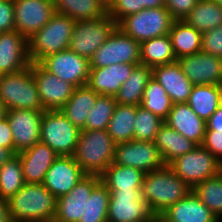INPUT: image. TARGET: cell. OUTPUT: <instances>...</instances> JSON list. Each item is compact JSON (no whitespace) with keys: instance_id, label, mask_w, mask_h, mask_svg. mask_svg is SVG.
Wrapping results in <instances>:
<instances>
[{"instance_id":"cell-1","label":"cell","mask_w":222,"mask_h":222,"mask_svg":"<svg viewBox=\"0 0 222 222\" xmlns=\"http://www.w3.org/2000/svg\"><path fill=\"white\" fill-rule=\"evenodd\" d=\"M7 203L12 222H44L54 219L57 198L41 183H25Z\"/></svg>"},{"instance_id":"cell-2","label":"cell","mask_w":222,"mask_h":222,"mask_svg":"<svg viewBox=\"0 0 222 222\" xmlns=\"http://www.w3.org/2000/svg\"><path fill=\"white\" fill-rule=\"evenodd\" d=\"M190 191L192 189L168 165L145 173L141 186L142 198L153 214L163 213Z\"/></svg>"},{"instance_id":"cell-3","label":"cell","mask_w":222,"mask_h":222,"mask_svg":"<svg viewBox=\"0 0 222 222\" xmlns=\"http://www.w3.org/2000/svg\"><path fill=\"white\" fill-rule=\"evenodd\" d=\"M115 146L107 130H80L72 156L86 174L100 176L114 161Z\"/></svg>"},{"instance_id":"cell-4","label":"cell","mask_w":222,"mask_h":222,"mask_svg":"<svg viewBox=\"0 0 222 222\" xmlns=\"http://www.w3.org/2000/svg\"><path fill=\"white\" fill-rule=\"evenodd\" d=\"M76 22L66 15L54 13L49 22L28 39V56L31 63L68 49Z\"/></svg>"},{"instance_id":"cell-5","label":"cell","mask_w":222,"mask_h":222,"mask_svg":"<svg viewBox=\"0 0 222 222\" xmlns=\"http://www.w3.org/2000/svg\"><path fill=\"white\" fill-rule=\"evenodd\" d=\"M0 101L9 109L44 110L29 67L0 76Z\"/></svg>"},{"instance_id":"cell-6","label":"cell","mask_w":222,"mask_h":222,"mask_svg":"<svg viewBox=\"0 0 222 222\" xmlns=\"http://www.w3.org/2000/svg\"><path fill=\"white\" fill-rule=\"evenodd\" d=\"M175 19L164 7L147 8L123 18L118 28L139 43L169 34Z\"/></svg>"},{"instance_id":"cell-7","label":"cell","mask_w":222,"mask_h":222,"mask_svg":"<svg viewBox=\"0 0 222 222\" xmlns=\"http://www.w3.org/2000/svg\"><path fill=\"white\" fill-rule=\"evenodd\" d=\"M80 129L60 110H44L41 120L40 142L48 145L58 156H72Z\"/></svg>"},{"instance_id":"cell-8","label":"cell","mask_w":222,"mask_h":222,"mask_svg":"<svg viewBox=\"0 0 222 222\" xmlns=\"http://www.w3.org/2000/svg\"><path fill=\"white\" fill-rule=\"evenodd\" d=\"M117 28L118 23L107 12L95 19L78 21L71 35L69 49L90 60Z\"/></svg>"},{"instance_id":"cell-9","label":"cell","mask_w":222,"mask_h":222,"mask_svg":"<svg viewBox=\"0 0 222 222\" xmlns=\"http://www.w3.org/2000/svg\"><path fill=\"white\" fill-rule=\"evenodd\" d=\"M168 166L191 189L221 172L220 162L202 145L177 157Z\"/></svg>"},{"instance_id":"cell-10","label":"cell","mask_w":222,"mask_h":222,"mask_svg":"<svg viewBox=\"0 0 222 222\" xmlns=\"http://www.w3.org/2000/svg\"><path fill=\"white\" fill-rule=\"evenodd\" d=\"M141 64V43L117 28L90 59V68H101L112 64Z\"/></svg>"},{"instance_id":"cell-11","label":"cell","mask_w":222,"mask_h":222,"mask_svg":"<svg viewBox=\"0 0 222 222\" xmlns=\"http://www.w3.org/2000/svg\"><path fill=\"white\" fill-rule=\"evenodd\" d=\"M39 64L48 72L75 87L88 83L90 60L79 56L69 48L43 58Z\"/></svg>"},{"instance_id":"cell-12","label":"cell","mask_w":222,"mask_h":222,"mask_svg":"<svg viewBox=\"0 0 222 222\" xmlns=\"http://www.w3.org/2000/svg\"><path fill=\"white\" fill-rule=\"evenodd\" d=\"M141 190L110 191L107 222H153Z\"/></svg>"},{"instance_id":"cell-13","label":"cell","mask_w":222,"mask_h":222,"mask_svg":"<svg viewBox=\"0 0 222 222\" xmlns=\"http://www.w3.org/2000/svg\"><path fill=\"white\" fill-rule=\"evenodd\" d=\"M113 162L142 170L144 173L160 169L165 165L155 142L134 139L116 144Z\"/></svg>"},{"instance_id":"cell-14","label":"cell","mask_w":222,"mask_h":222,"mask_svg":"<svg viewBox=\"0 0 222 222\" xmlns=\"http://www.w3.org/2000/svg\"><path fill=\"white\" fill-rule=\"evenodd\" d=\"M44 110L9 109L6 112L14 140V154L40 141L41 120Z\"/></svg>"},{"instance_id":"cell-15","label":"cell","mask_w":222,"mask_h":222,"mask_svg":"<svg viewBox=\"0 0 222 222\" xmlns=\"http://www.w3.org/2000/svg\"><path fill=\"white\" fill-rule=\"evenodd\" d=\"M54 13V0H14L15 30L28 40Z\"/></svg>"},{"instance_id":"cell-16","label":"cell","mask_w":222,"mask_h":222,"mask_svg":"<svg viewBox=\"0 0 222 222\" xmlns=\"http://www.w3.org/2000/svg\"><path fill=\"white\" fill-rule=\"evenodd\" d=\"M32 73L44 110H60L76 88L45 70L39 63H32Z\"/></svg>"},{"instance_id":"cell-17","label":"cell","mask_w":222,"mask_h":222,"mask_svg":"<svg viewBox=\"0 0 222 222\" xmlns=\"http://www.w3.org/2000/svg\"><path fill=\"white\" fill-rule=\"evenodd\" d=\"M101 181L98 175H86L67 194L57 198L56 222H78L84 216L86 201H88L93 188Z\"/></svg>"},{"instance_id":"cell-18","label":"cell","mask_w":222,"mask_h":222,"mask_svg":"<svg viewBox=\"0 0 222 222\" xmlns=\"http://www.w3.org/2000/svg\"><path fill=\"white\" fill-rule=\"evenodd\" d=\"M177 61L193 85L222 86V58L200 51Z\"/></svg>"},{"instance_id":"cell-19","label":"cell","mask_w":222,"mask_h":222,"mask_svg":"<svg viewBox=\"0 0 222 222\" xmlns=\"http://www.w3.org/2000/svg\"><path fill=\"white\" fill-rule=\"evenodd\" d=\"M86 175L73 156H59L47 171L42 184L58 198L69 193Z\"/></svg>"},{"instance_id":"cell-20","label":"cell","mask_w":222,"mask_h":222,"mask_svg":"<svg viewBox=\"0 0 222 222\" xmlns=\"http://www.w3.org/2000/svg\"><path fill=\"white\" fill-rule=\"evenodd\" d=\"M28 40L17 30L0 32V76L29 67Z\"/></svg>"},{"instance_id":"cell-21","label":"cell","mask_w":222,"mask_h":222,"mask_svg":"<svg viewBox=\"0 0 222 222\" xmlns=\"http://www.w3.org/2000/svg\"><path fill=\"white\" fill-rule=\"evenodd\" d=\"M140 64L118 63L101 68H90L87 85L99 95L114 96Z\"/></svg>"},{"instance_id":"cell-22","label":"cell","mask_w":222,"mask_h":222,"mask_svg":"<svg viewBox=\"0 0 222 222\" xmlns=\"http://www.w3.org/2000/svg\"><path fill=\"white\" fill-rule=\"evenodd\" d=\"M152 78L165 88L173 104L186 103L194 86L178 61L152 68Z\"/></svg>"},{"instance_id":"cell-23","label":"cell","mask_w":222,"mask_h":222,"mask_svg":"<svg viewBox=\"0 0 222 222\" xmlns=\"http://www.w3.org/2000/svg\"><path fill=\"white\" fill-rule=\"evenodd\" d=\"M21 160L26 183H43L53 162L59 157L48 145L37 142L31 148L17 153Z\"/></svg>"},{"instance_id":"cell-24","label":"cell","mask_w":222,"mask_h":222,"mask_svg":"<svg viewBox=\"0 0 222 222\" xmlns=\"http://www.w3.org/2000/svg\"><path fill=\"white\" fill-rule=\"evenodd\" d=\"M164 123L196 145L202 144L206 122L191 109L187 102L173 104Z\"/></svg>"},{"instance_id":"cell-25","label":"cell","mask_w":222,"mask_h":222,"mask_svg":"<svg viewBox=\"0 0 222 222\" xmlns=\"http://www.w3.org/2000/svg\"><path fill=\"white\" fill-rule=\"evenodd\" d=\"M163 213L174 222H220L192 191Z\"/></svg>"},{"instance_id":"cell-26","label":"cell","mask_w":222,"mask_h":222,"mask_svg":"<svg viewBox=\"0 0 222 222\" xmlns=\"http://www.w3.org/2000/svg\"><path fill=\"white\" fill-rule=\"evenodd\" d=\"M154 142L165 165L197 146L166 123L160 126Z\"/></svg>"},{"instance_id":"cell-27","label":"cell","mask_w":222,"mask_h":222,"mask_svg":"<svg viewBox=\"0 0 222 222\" xmlns=\"http://www.w3.org/2000/svg\"><path fill=\"white\" fill-rule=\"evenodd\" d=\"M145 173L142 170L112 162L100 175L109 191L141 190Z\"/></svg>"},{"instance_id":"cell-28","label":"cell","mask_w":222,"mask_h":222,"mask_svg":"<svg viewBox=\"0 0 222 222\" xmlns=\"http://www.w3.org/2000/svg\"><path fill=\"white\" fill-rule=\"evenodd\" d=\"M98 96L99 94L88 85L76 87L60 111L81 130L85 126L89 111L95 105Z\"/></svg>"},{"instance_id":"cell-29","label":"cell","mask_w":222,"mask_h":222,"mask_svg":"<svg viewBox=\"0 0 222 222\" xmlns=\"http://www.w3.org/2000/svg\"><path fill=\"white\" fill-rule=\"evenodd\" d=\"M176 59L196 54L202 49V33L184 20H175L169 32Z\"/></svg>"},{"instance_id":"cell-30","label":"cell","mask_w":222,"mask_h":222,"mask_svg":"<svg viewBox=\"0 0 222 222\" xmlns=\"http://www.w3.org/2000/svg\"><path fill=\"white\" fill-rule=\"evenodd\" d=\"M151 78L152 68L141 64L137 65L115 95L116 102L126 105H141L144 90Z\"/></svg>"},{"instance_id":"cell-31","label":"cell","mask_w":222,"mask_h":222,"mask_svg":"<svg viewBox=\"0 0 222 222\" xmlns=\"http://www.w3.org/2000/svg\"><path fill=\"white\" fill-rule=\"evenodd\" d=\"M222 103V86L194 85L187 104L205 122Z\"/></svg>"},{"instance_id":"cell-32","label":"cell","mask_w":222,"mask_h":222,"mask_svg":"<svg viewBox=\"0 0 222 222\" xmlns=\"http://www.w3.org/2000/svg\"><path fill=\"white\" fill-rule=\"evenodd\" d=\"M183 20L203 34L222 25V5L213 0H199Z\"/></svg>"},{"instance_id":"cell-33","label":"cell","mask_w":222,"mask_h":222,"mask_svg":"<svg viewBox=\"0 0 222 222\" xmlns=\"http://www.w3.org/2000/svg\"><path fill=\"white\" fill-rule=\"evenodd\" d=\"M176 61L169 34L141 43V65L154 68Z\"/></svg>"},{"instance_id":"cell-34","label":"cell","mask_w":222,"mask_h":222,"mask_svg":"<svg viewBox=\"0 0 222 222\" xmlns=\"http://www.w3.org/2000/svg\"><path fill=\"white\" fill-rule=\"evenodd\" d=\"M135 118V105L117 103L107 127L108 134L116 144L134 139Z\"/></svg>"},{"instance_id":"cell-35","label":"cell","mask_w":222,"mask_h":222,"mask_svg":"<svg viewBox=\"0 0 222 222\" xmlns=\"http://www.w3.org/2000/svg\"><path fill=\"white\" fill-rule=\"evenodd\" d=\"M54 12L78 22L101 17L106 7L99 0H54Z\"/></svg>"},{"instance_id":"cell-36","label":"cell","mask_w":222,"mask_h":222,"mask_svg":"<svg viewBox=\"0 0 222 222\" xmlns=\"http://www.w3.org/2000/svg\"><path fill=\"white\" fill-rule=\"evenodd\" d=\"M192 192L222 222V172L196 184Z\"/></svg>"},{"instance_id":"cell-37","label":"cell","mask_w":222,"mask_h":222,"mask_svg":"<svg viewBox=\"0 0 222 222\" xmlns=\"http://www.w3.org/2000/svg\"><path fill=\"white\" fill-rule=\"evenodd\" d=\"M172 105L165 88L154 78H151L144 90L141 106L165 120Z\"/></svg>"},{"instance_id":"cell-38","label":"cell","mask_w":222,"mask_h":222,"mask_svg":"<svg viewBox=\"0 0 222 222\" xmlns=\"http://www.w3.org/2000/svg\"><path fill=\"white\" fill-rule=\"evenodd\" d=\"M25 183L21 160L19 155L15 154L0 168V198L7 200Z\"/></svg>"},{"instance_id":"cell-39","label":"cell","mask_w":222,"mask_h":222,"mask_svg":"<svg viewBox=\"0 0 222 222\" xmlns=\"http://www.w3.org/2000/svg\"><path fill=\"white\" fill-rule=\"evenodd\" d=\"M110 191L100 181L92 190L84 216L81 215L78 222H107Z\"/></svg>"},{"instance_id":"cell-40","label":"cell","mask_w":222,"mask_h":222,"mask_svg":"<svg viewBox=\"0 0 222 222\" xmlns=\"http://www.w3.org/2000/svg\"><path fill=\"white\" fill-rule=\"evenodd\" d=\"M116 105L114 96L99 95L81 130H107Z\"/></svg>"},{"instance_id":"cell-41","label":"cell","mask_w":222,"mask_h":222,"mask_svg":"<svg viewBox=\"0 0 222 222\" xmlns=\"http://www.w3.org/2000/svg\"><path fill=\"white\" fill-rule=\"evenodd\" d=\"M164 120L146 110L141 105L136 106L134 125V140L154 142L156 134Z\"/></svg>"},{"instance_id":"cell-42","label":"cell","mask_w":222,"mask_h":222,"mask_svg":"<svg viewBox=\"0 0 222 222\" xmlns=\"http://www.w3.org/2000/svg\"><path fill=\"white\" fill-rule=\"evenodd\" d=\"M142 0H111L106 12L117 23L123 18L144 10Z\"/></svg>"},{"instance_id":"cell-43","label":"cell","mask_w":222,"mask_h":222,"mask_svg":"<svg viewBox=\"0 0 222 222\" xmlns=\"http://www.w3.org/2000/svg\"><path fill=\"white\" fill-rule=\"evenodd\" d=\"M201 51L222 58V25L202 34Z\"/></svg>"},{"instance_id":"cell-44","label":"cell","mask_w":222,"mask_h":222,"mask_svg":"<svg viewBox=\"0 0 222 222\" xmlns=\"http://www.w3.org/2000/svg\"><path fill=\"white\" fill-rule=\"evenodd\" d=\"M199 0H166L165 8L175 20H183Z\"/></svg>"},{"instance_id":"cell-45","label":"cell","mask_w":222,"mask_h":222,"mask_svg":"<svg viewBox=\"0 0 222 222\" xmlns=\"http://www.w3.org/2000/svg\"><path fill=\"white\" fill-rule=\"evenodd\" d=\"M14 30V0H0V32H10Z\"/></svg>"},{"instance_id":"cell-46","label":"cell","mask_w":222,"mask_h":222,"mask_svg":"<svg viewBox=\"0 0 222 222\" xmlns=\"http://www.w3.org/2000/svg\"><path fill=\"white\" fill-rule=\"evenodd\" d=\"M201 145L205 147L219 162L222 161V133L205 132Z\"/></svg>"},{"instance_id":"cell-47","label":"cell","mask_w":222,"mask_h":222,"mask_svg":"<svg viewBox=\"0 0 222 222\" xmlns=\"http://www.w3.org/2000/svg\"><path fill=\"white\" fill-rule=\"evenodd\" d=\"M0 146L14 153V140L7 117L0 120Z\"/></svg>"},{"instance_id":"cell-48","label":"cell","mask_w":222,"mask_h":222,"mask_svg":"<svg viewBox=\"0 0 222 222\" xmlns=\"http://www.w3.org/2000/svg\"><path fill=\"white\" fill-rule=\"evenodd\" d=\"M205 132H220L222 133V103L217 110L206 121Z\"/></svg>"},{"instance_id":"cell-49","label":"cell","mask_w":222,"mask_h":222,"mask_svg":"<svg viewBox=\"0 0 222 222\" xmlns=\"http://www.w3.org/2000/svg\"><path fill=\"white\" fill-rule=\"evenodd\" d=\"M0 222H12L6 199L0 198Z\"/></svg>"},{"instance_id":"cell-50","label":"cell","mask_w":222,"mask_h":222,"mask_svg":"<svg viewBox=\"0 0 222 222\" xmlns=\"http://www.w3.org/2000/svg\"><path fill=\"white\" fill-rule=\"evenodd\" d=\"M14 155L10 149L0 146V168Z\"/></svg>"},{"instance_id":"cell-51","label":"cell","mask_w":222,"mask_h":222,"mask_svg":"<svg viewBox=\"0 0 222 222\" xmlns=\"http://www.w3.org/2000/svg\"><path fill=\"white\" fill-rule=\"evenodd\" d=\"M166 0H142L144 8H159L165 6Z\"/></svg>"},{"instance_id":"cell-52","label":"cell","mask_w":222,"mask_h":222,"mask_svg":"<svg viewBox=\"0 0 222 222\" xmlns=\"http://www.w3.org/2000/svg\"><path fill=\"white\" fill-rule=\"evenodd\" d=\"M153 222H174L169 219L164 213H157L153 216Z\"/></svg>"},{"instance_id":"cell-53","label":"cell","mask_w":222,"mask_h":222,"mask_svg":"<svg viewBox=\"0 0 222 222\" xmlns=\"http://www.w3.org/2000/svg\"><path fill=\"white\" fill-rule=\"evenodd\" d=\"M6 112L5 105L0 101V120L6 117Z\"/></svg>"},{"instance_id":"cell-54","label":"cell","mask_w":222,"mask_h":222,"mask_svg":"<svg viewBox=\"0 0 222 222\" xmlns=\"http://www.w3.org/2000/svg\"><path fill=\"white\" fill-rule=\"evenodd\" d=\"M105 7H107L109 5V3L111 2V0H99Z\"/></svg>"},{"instance_id":"cell-55","label":"cell","mask_w":222,"mask_h":222,"mask_svg":"<svg viewBox=\"0 0 222 222\" xmlns=\"http://www.w3.org/2000/svg\"><path fill=\"white\" fill-rule=\"evenodd\" d=\"M216 1L217 3H219L220 5H222V0H213Z\"/></svg>"},{"instance_id":"cell-56","label":"cell","mask_w":222,"mask_h":222,"mask_svg":"<svg viewBox=\"0 0 222 222\" xmlns=\"http://www.w3.org/2000/svg\"><path fill=\"white\" fill-rule=\"evenodd\" d=\"M220 169H221V172H222V161L220 162Z\"/></svg>"}]
</instances>
